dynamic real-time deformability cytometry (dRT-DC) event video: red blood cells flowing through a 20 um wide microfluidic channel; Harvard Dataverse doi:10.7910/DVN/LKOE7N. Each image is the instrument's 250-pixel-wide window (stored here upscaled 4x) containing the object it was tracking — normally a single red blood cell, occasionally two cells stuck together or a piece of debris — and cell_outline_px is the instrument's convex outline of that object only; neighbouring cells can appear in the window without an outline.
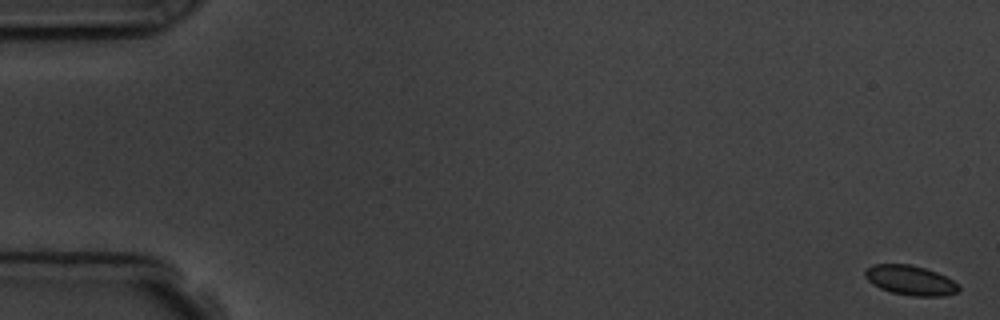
{"species": "common noctule bat (a hibernating species)", "species_latin": "Nyctalus noctula", "temperature_condition": "room temperature", "stored_images_in_passage": 6, "camera_frame_rate_fps": 3000, "um_per_image_px": 0.085, "animal": {"sex": "male", "body_mass_g": 19.5, "forearm_length_mm": 54.6}, "frame": {"image": 1, "passage_image": 1, "time_ms": 0.0, "image_size_px": [1000, 320], "cell_outline_px": [[960, 288], [956, 292], [944, 296], [912, 296], [892, 292], [880, 288], [872, 284], [864, 276], [864, 268], [872, 264], [912, 264], [936, 272], [960, 284]], "centroid_in_image_um": [77.35, 23.81], "position_along_channel_um": 7.7, "area_um2": 16.3}}
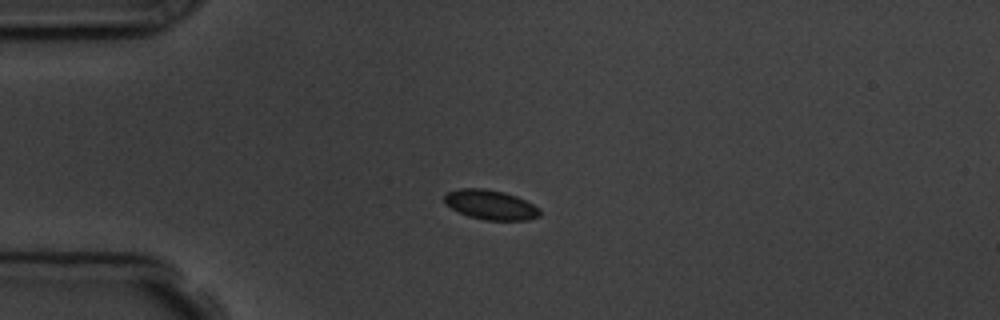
{"frame": {"image": 2, "passage_image": 4, "time_ms": 4.333, "image_size_px": [1000, 320], "cell_outline_px": [[540, 216], [528, 220], [484, 220], [468, 216], [444, 204], [444, 196], [448, 192], [460, 188], [484, 188], [504, 192], [516, 196], [540, 208]], "centroid_in_image_um": [41.69, 17.4], "position_along_channel_um": 43.3, "area_um2": 16.47}}